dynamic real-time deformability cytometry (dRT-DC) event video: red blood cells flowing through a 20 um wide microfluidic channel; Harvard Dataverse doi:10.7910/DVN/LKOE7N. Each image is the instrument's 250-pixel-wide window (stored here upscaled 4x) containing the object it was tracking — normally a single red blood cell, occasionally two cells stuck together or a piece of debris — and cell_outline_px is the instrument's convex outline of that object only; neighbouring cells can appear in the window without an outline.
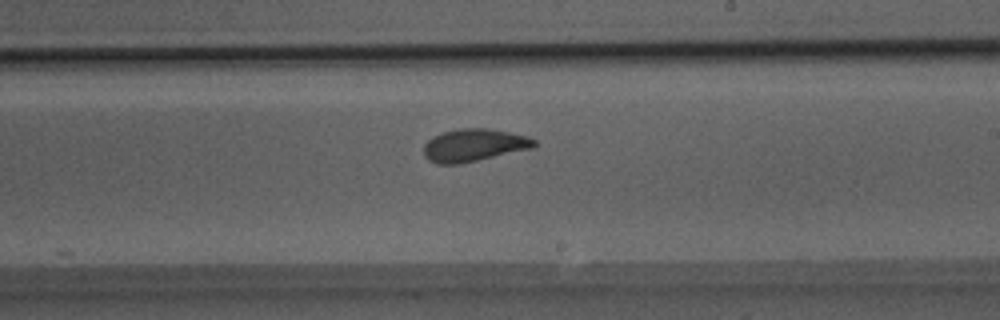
{"species": "Egyptian fruit bat (a non-hibernating species)", "species_latin": "Rousettus aegyptiacus", "temperature_condition": "room temperature", "stored_images_in_passage": 21, "camera_frame_rate_fps": 3000, "um_per_image_px": 0.085, "animal": {"sex": "male"}, "frame": {"image": 1, "passage_image": 17, "time_ms": 5.333, "image_size_px": [1000, 320], "cell_outline_px": [[536, 144], [532, 148], [460, 164], [436, 164], [428, 160], [424, 156], [424, 144], [432, 136], [440, 132], [460, 128], [488, 128], [528, 136], [536, 140]], "centroid_in_image_um": [40.24, 12.34], "position_along_channel_um": 248.8, "area_um2": 21.1}}
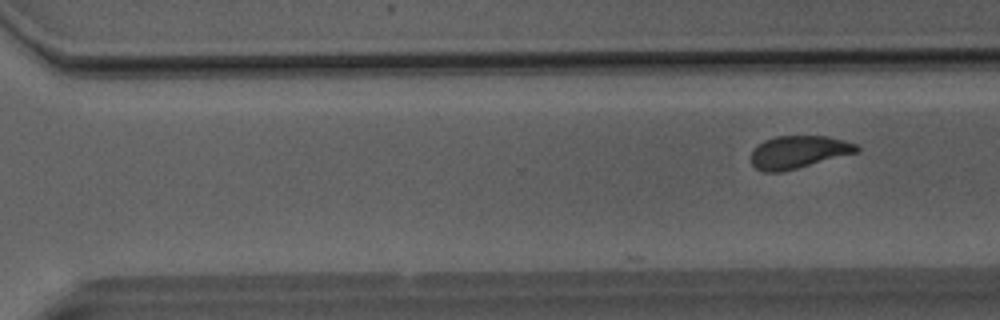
{"frame": {"image": 2, "passage_image": 21, "time_ms": 6.667, "image_size_px": [1000, 320], "cell_outline_px": [[860, 152], [780, 172], [764, 172], [756, 168], [752, 164], [752, 152], [764, 140], [776, 136], [828, 136], [844, 140], [856, 144], [860, 148]], "centroid_in_image_um": [67.91, 12.92], "position_along_channel_um": 302.7, "area_um2": 19.94}}